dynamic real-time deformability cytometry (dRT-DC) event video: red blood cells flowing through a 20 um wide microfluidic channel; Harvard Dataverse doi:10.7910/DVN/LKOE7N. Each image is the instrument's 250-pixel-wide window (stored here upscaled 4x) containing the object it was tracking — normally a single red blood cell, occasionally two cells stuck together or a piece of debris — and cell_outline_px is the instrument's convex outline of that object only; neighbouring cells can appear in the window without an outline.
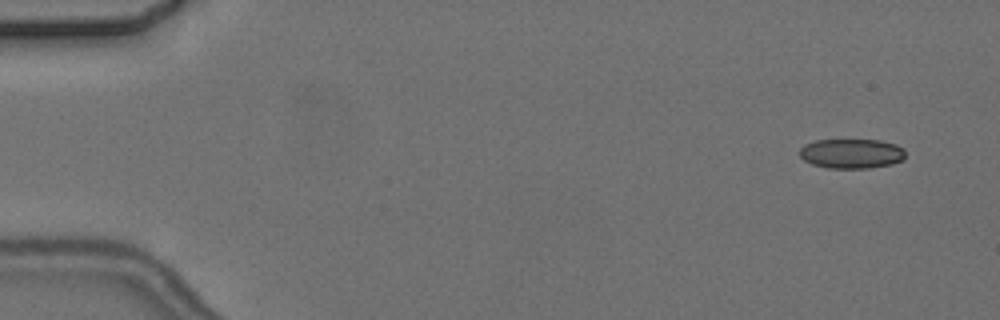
{"species": "common noctule bat (a hibernating species)", "species_latin": "Nyctalus noctula", "temperature_condition": "cold", "stored_images_in_passage": 4, "camera_frame_rate_fps": 3000, "um_per_image_px": 0.085, "animal": {"sex": "female", "body_mass_g": 24.6, "forearm_length_mm": 56.2}, "frame": {"image": 1, "passage_image": 1, "time_ms": 0.0, "image_size_px": [1000, 320], "cell_outline_px": [[904, 160], [892, 164], [868, 168], [828, 168], [812, 164], [804, 160], [800, 156], [800, 148], [804, 144], [816, 140], [880, 140], [896, 144], [904, 148]], "centroid_in_image_um": [72.39, 13.05], "position_along_channel_um": 12.6, "area_um2": 18.38}}